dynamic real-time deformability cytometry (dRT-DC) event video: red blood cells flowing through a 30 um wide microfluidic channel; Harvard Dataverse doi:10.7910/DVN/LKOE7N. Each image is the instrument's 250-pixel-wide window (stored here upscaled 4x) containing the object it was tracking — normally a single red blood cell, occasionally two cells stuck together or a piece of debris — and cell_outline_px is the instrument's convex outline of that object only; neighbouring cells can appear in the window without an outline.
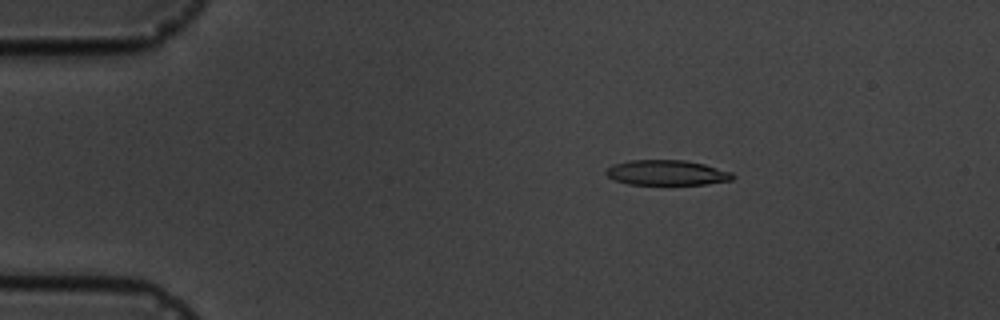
{"species": "common noctule bat (a hibernating species)", "species_latin": "Nyctalus noctula", "temperature_condition": "cold", "stored_images_in_passage": 5, "camera_frame_rate_fps": 3000, "um_per_image_px": 0.085, "animal": {"sex": "male", "body_mass_g": 19.5, "forearm_length_mm": 54.6}, "frame": {"image": 1, "passage_image": 3, "time_ms": 2.333, "image_size_px": [1000, 320], "cell_outline_px": [[736, 176], [732, 180], [704, 184], [628, 184], [616, 180], [608, 176], [604, 172], [612, 164], [628, 160], [684, 160], [704, 164], [732, 172]], "centroid_in_image_um": [56.68, 14.67], "position_along_channel_um": 28.3, "area_um2": 18.5}}